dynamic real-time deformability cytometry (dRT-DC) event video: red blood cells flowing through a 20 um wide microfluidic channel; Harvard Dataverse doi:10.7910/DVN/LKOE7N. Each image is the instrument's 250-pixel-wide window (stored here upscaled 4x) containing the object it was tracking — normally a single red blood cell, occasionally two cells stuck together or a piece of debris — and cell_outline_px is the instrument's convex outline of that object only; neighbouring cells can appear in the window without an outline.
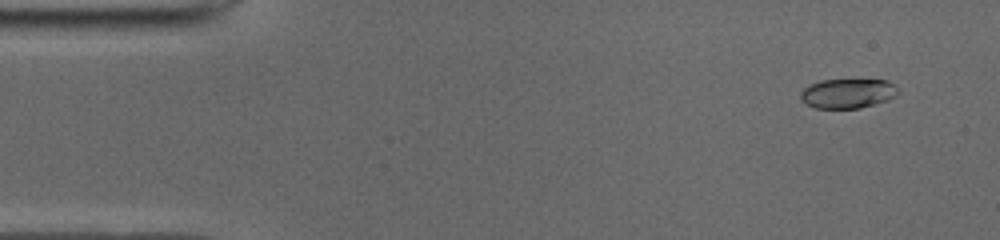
{"species": "common noctule bat (a hibernating species)", "species_latin": "Nyctalus noctula", "temperature_condition": "cold", "stored_images_in_passage": 48, "camera_frame_rate_fps": 3000, "um_per_image_px": 0.085, "animal": {"sex": "male", "body_mass_g": 19.0, "forearm_length_mm": 50.8}, "frame": {"image": 1, "passage_image": 1, "time_ms": 0.0, "image_size_px": [1000, 240], "cell_outline_px": [[900, 92], [896, 96], [888, 100], [860, 108], [816, 108], [800, 100], [800, 92], [808, 84], [820, 80], [888, 80]], "centroid_in_image_um": [72.04, 7.94], "position_along_channel_um": 13.0, "area_um2": 16.82}}
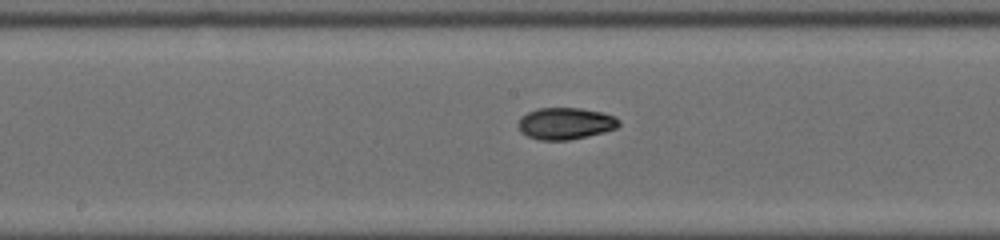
{"frame": {"image": 2, "passage_image": 23, "time_ms": 7.333, "image_size_px": [1000, 240], "cell_outline_px": [[620, 124], [616, 128], [604, 132], [588, 136], [568, 140], [540, 140], [528, 136], [520, 132], [520, 120], [528, 112], [540, 108], [580, 108], [600, 112], [612, 116], [620, 120]], "centroid_in_image_um": [48.09, 10.5], "position_along_channel_um": 200.1, "area_um2": 18.32}}
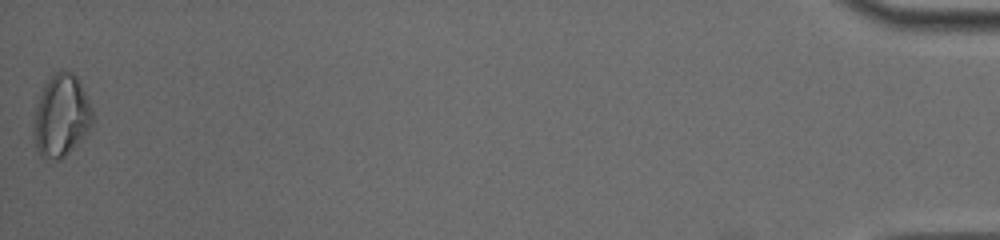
{"frame": {"image": 3, "passage_image": 48, "time_ms": 15.667, "image_size_px": [1000, 240], "cell_outline_px": [[92, 124], [64, 156], [60, 160], [56, 160], [40, 156], [36, 148], [32, 132], [36, 108], [44, 84], [60, 68], [72, 72], [80, 80], [92, 108]], "centroid_in_image_um": [5.18, 9.8], "position_along_channel_um": 430.0, "area_um2": 27.8}, "authors_computed_cell_mechanics": {"area_um2": 18.1492, "velocity_mm_per_s": 3.9581, "shape_relaxation_time_tau1_ms": 7.9861, "shape_relaxation_time_tau2_ms": 2.7063, "deformation_change_tau1": 0.1953, "deformation_change_tau2": 0.0553}}